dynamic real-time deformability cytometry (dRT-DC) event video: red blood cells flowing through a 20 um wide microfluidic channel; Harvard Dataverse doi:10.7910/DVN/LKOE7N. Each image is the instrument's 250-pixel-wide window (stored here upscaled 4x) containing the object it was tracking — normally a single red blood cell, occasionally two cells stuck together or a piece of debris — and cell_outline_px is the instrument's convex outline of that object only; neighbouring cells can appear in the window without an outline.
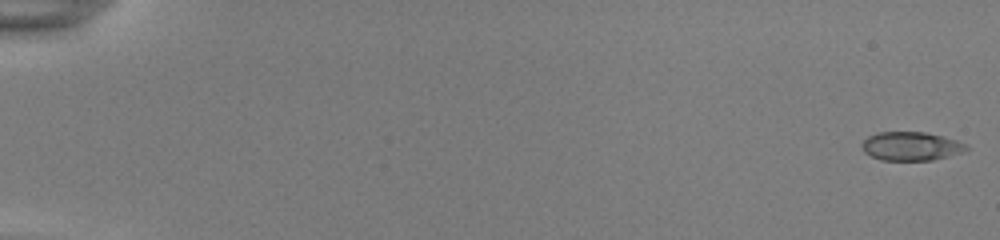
{"species": "common noctule bat (a hibernating species)", "species_latin": "Nyctalus noctula", "temperature_condition": "room temperature", "stored_images_in_passage": 54, "camera_frame_rate_fps": 3000, "um_per_image_px": 0.085, "animal": {"sex": "female", "body_mass_g": 22.0, "forearm_length_mm": 56.7}, "frame": {"image": 1, "passage_image": 1, "time_ms": 0.0, "image_size_px": [1000, 240], "cell_outline_px": [[968, 148], [960, 152], [948, 156], [932, 160], [880, 160], [864, 152], [860, 144], [868, 136], [876, 132], [924, 132], [944, 136], [968, 144]], "centroid_in_image_um": [77.41, 12.42], "position_along_channel_um": 7.6, "area_um2": 17.46}}
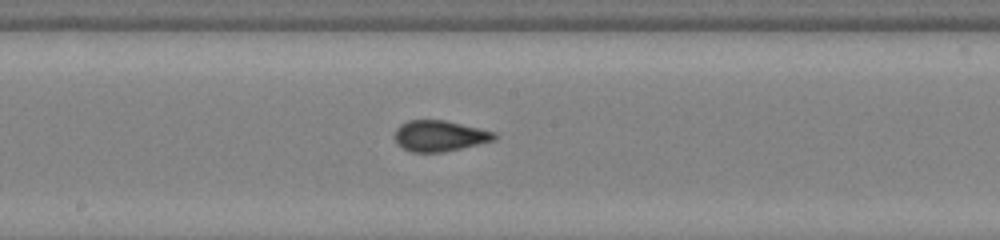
{"frame": {"image": 2, "passage_image": 31, "time_ms": 10.0, "image_size_px": [1000, 240], "cell_outline_px": [[496, 140], [444, 152], [412, 152], [404, 148], [396, 140], [396, 128], [400, 124], [408, 120], [444, 120], [496, 132]], "centroid_in_image_um": [37.39, 11.54], "position_along_channel_um": 210.8, "area_um2": 17.74}}
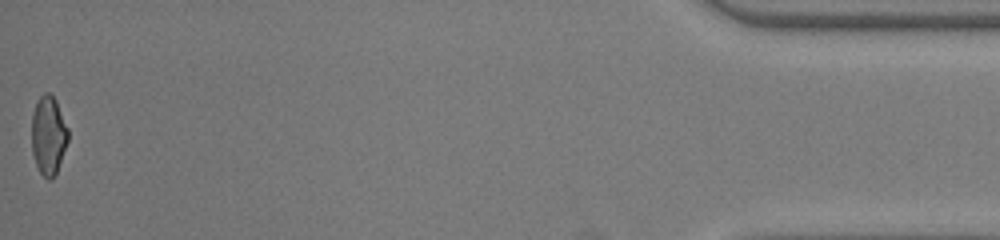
{"frame": {"image": 3, "passage_image": 54, "time_ms": 17.667, "image_size_px": [1000, 240], "cell_outline_px": [[68, 140], [56, 172], [52, 180], [48, 180], [40, 172], [36, 164], [32, 152], [32, 116], [36, 104], [40, 96], [44, 92], [48, 92], [56, 100], [68, 128]], "centroid_in_image_um": [4.11, 11.5], "position_along_channel_um": 431.1, "area_um2": 16.53}, "authors_computed_cell_mechanics": {"area_um2": 17.7446, "velocity_mm_per_s": 3.9024, "shape_relaxation_time_tau1_ms": 11.2725, "shape_relaxation_time_tau2_ms": null, "deformation_change_tau1": 0.2411, "deformation_change_tau2": null}}